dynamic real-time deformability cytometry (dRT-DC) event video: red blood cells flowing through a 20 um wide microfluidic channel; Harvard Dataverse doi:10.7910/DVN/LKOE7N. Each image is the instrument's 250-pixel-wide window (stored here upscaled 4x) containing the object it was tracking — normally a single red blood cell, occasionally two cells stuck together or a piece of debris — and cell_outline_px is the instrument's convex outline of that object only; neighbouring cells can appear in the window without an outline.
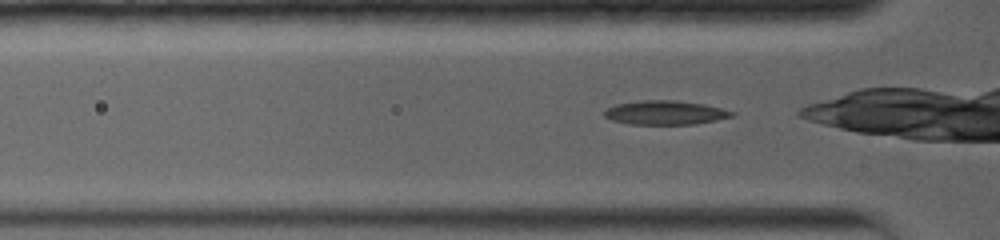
{"species": "common noctule bat (a hibernating species)", "species_latin": "Nyctalus noctula", "temperature_condition": "warm", "stored_images_in_passage": 53, "camera_frame_rate_fps": 5000, "um_per_image_px": 0.085, "animal": {"sex": "female", "body_mass_g": 19.0, "forearm_length_mm": 56.7}, "frame": {"image": 1, "passage_image": 2, "time_ms": 0.2, "image_size_px": [1000, 240], "cell_outline_px": [[736, 116], [696, 124], [628, 124], [612, 120], [604, 116], [604, 112], [608, 108], [616, 104], [640, 100], [676, 100], [704, 104], [736, 112]], "centroid_in_image_um": [56.57, 9.57], "position_along_channel_um": 69.2, "area_um2": 17.92}}
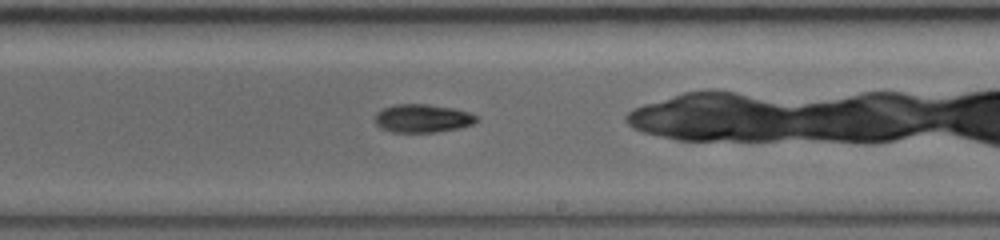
{"frame": {"image": 2, "passage_image": 25, "time_ms": 4.8, "image_size_px": [1000, 240], "cell_outline_px": [[480, 120], [472, 124], [460, 128], [436, 132], [392, 132], [380, 128], [376, 124], [376, 112], [384, 108], [396, 104], [428, 104], [456, 108], [480, 116]], "centroid_in_image_um": [35.97, 10.06], "position_along_channel_um": 253.0, "area_um2": 16.94}}
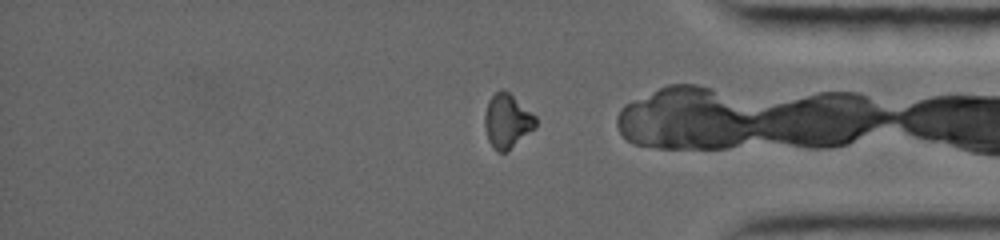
{"frame": {"image": 3, "passage_image": 44, "time_ms": 8.6, "image_size_px": [1000, 240], "cell_outline_px": [[536, 124], [532, 128], [504, 152], [496, 152], [488, 140], [484, 128], [484, 116], [488, 100], [500, 88], [504, 88], [536, 116]], "centroid_in_image_um": [43.05, 10.23], "position_along_channel_um": 392.2, "area_um2": 15.66}}